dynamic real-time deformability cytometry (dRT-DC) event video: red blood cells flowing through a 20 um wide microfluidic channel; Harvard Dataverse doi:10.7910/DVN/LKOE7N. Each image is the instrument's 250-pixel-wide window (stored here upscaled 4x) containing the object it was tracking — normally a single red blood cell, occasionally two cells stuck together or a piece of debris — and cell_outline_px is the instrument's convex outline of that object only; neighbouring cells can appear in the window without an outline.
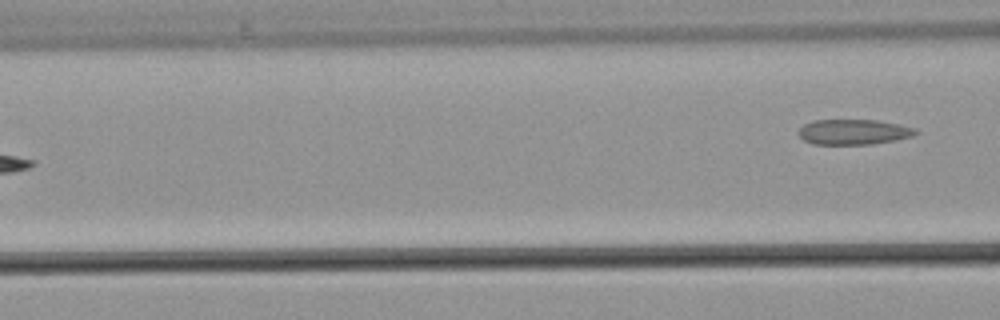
{"species": "common noctule bat (a hibernating species)", "species_latin": "Nyctalus noctula", "temperature_condition": "warm", "stored_images_in_passage": 6, "segment_of_instrument_passage": [2, 2], "camera_frame_rate_fps": 3000, "um_per_image_px": 0.085, "animal": {"sex": "male", "body_mass_g": 21.5, "forearm_length_mm": 52.0}, "frame": {"image": 1, "passage_image": 6, "time_ms": 6.0, "image_size_px": [1000, 320], "cell_outline_px": [[920, 132], [912, 136], [872, 144], [812, 144], [804, 140], [800, 136], [800, 128], [804, 124], [812, 120], [876, 120], [900, 124], [916, 128]], "centroid_in_image_um": [72.57, 11.21], "position_along_channel_um": 94.0, "area_um2": 17.17}}